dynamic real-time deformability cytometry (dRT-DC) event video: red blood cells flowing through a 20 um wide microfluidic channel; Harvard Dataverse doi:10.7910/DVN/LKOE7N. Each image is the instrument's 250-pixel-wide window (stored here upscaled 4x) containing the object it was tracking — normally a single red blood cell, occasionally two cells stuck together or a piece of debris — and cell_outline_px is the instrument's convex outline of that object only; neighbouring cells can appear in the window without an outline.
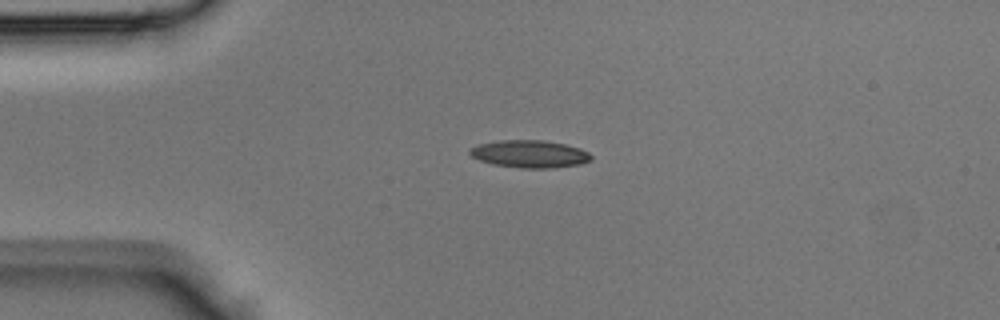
{"species": "Egyptian fruit bat (a non-hibernating species)", "species_latin": "Rousettus aegyptiacus", "temperature_condition": "room temperature", "stored_images_in_passage": 41, "camera_frame_rate_fps": 3000, "um_per_image_px": 0.085, "animal": {"sex": "male"}, "frame": {"image": 1, "passage_image": 9, "time_ms": 2.667, "image_size_px": [1000, 320], "cell_outline_px": [[592, 156], [588, 160], [580, 164], [552, 168], [520, 168], [492, 164], [480, 160], [472, 156], [468, 152], [468, 148], [476, 144], [500, 140], [544, 140], [564, 144], [580, 148], [588, 152]], "centroid_in_image_um": [44.97, 13.08], "position_along_channel_um": 40.0, "area_um2": 19.48}}
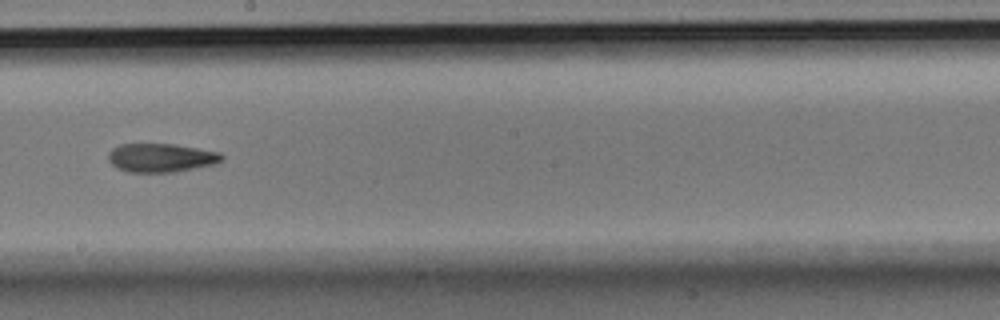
{"frame": {"image": 2, "passage_image": 23, "time_ms": 7.333, "image_size_px": [1000, 320], "cell_outline_px": [[224, 160], [212, 164], [176, 172], [128, 172], [116, 168], [108, 160], [108, 152], [112, 148], [120, 144], [176, 144], [220, 152], [224, 156]], "centroid_in_image_um": [13.67, 13.4], "position_along_channel_um": 234.5, "area_um2": 19.07}}
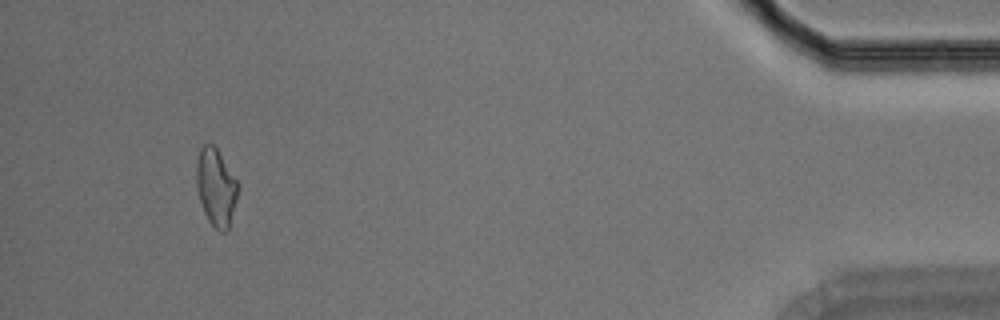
{"frame": {"image": 3, "passage_image": 39, "time_ms": 12.667, "image_size_px": [1000, 320], "cell_outline_px": [[240, 188], [228, 228], [224, 232], [220, 232], [208, 220], [204, 212], [196, 188], [196, 160], [200, 148], [204, 144], [212, 144], [216, 148], [236, 180]], "centroid_in_image_um": [18.34, 15.91], "position_along_channel_um": 416.9, "area_um2": 18.55}}